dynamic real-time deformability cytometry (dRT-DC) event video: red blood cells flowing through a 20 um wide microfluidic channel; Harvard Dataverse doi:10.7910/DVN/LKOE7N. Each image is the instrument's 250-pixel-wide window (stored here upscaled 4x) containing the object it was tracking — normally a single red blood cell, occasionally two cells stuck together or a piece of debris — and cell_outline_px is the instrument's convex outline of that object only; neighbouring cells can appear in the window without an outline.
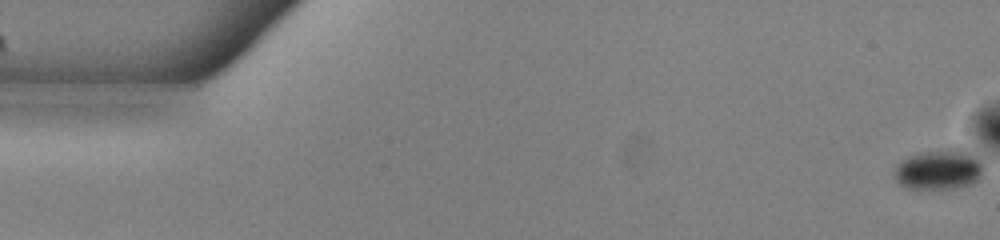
{"species": "common noctule bat (a hibernating species)", "species_latin": "Nyctalus noctula", "temperature_condition": "warm", "stored_images_in_passage": 47, "camera_frame_rate_fps": 3000, "um_per_image_px": 0.085, "animal": {"sex": "male", "body_mass_g": 13.0, "forearm_length_mm": 53.1}, "frame": {"image": 1, "passage_image": 1, "time_ms": 0.0, "image_size_px": [1000, 240], "cell_outline_px": [[984, 168], [980, 180], [972, 184], [960, 188], [916, 192], [900, 184], [896, 180], [896, 168], [900, 160], [908, 156], [920, 152], [948, 148], [960, 148], [968, 152], [984, 164]], "centroid_in_image_um": [79.82, 14.46], "position_along_channel_um": 5.2, "area_um2": 21.73}}
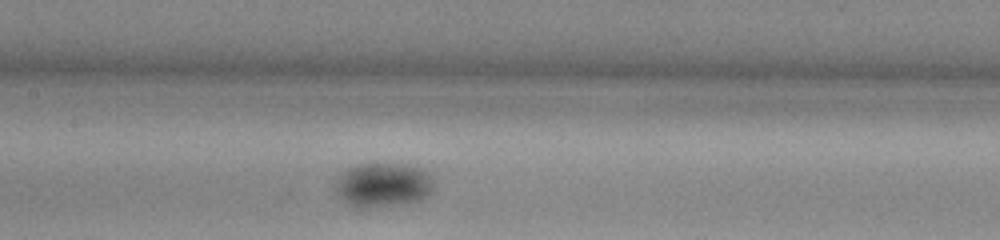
{"frame": {"image": 2, "passage_image": 26, "time_ms": 8.333, "image_size_px": [1000, 240], "cell_outline_px": [[432, 192], [428, 196], [420, 200], [408, 204], [372, 208], [356, 208], [348, 204], [336, 192], [336, 180], [344, 168], [356, 164], [416, 164], [428, 172], [432, 176]], "centroid_in_image_um": [32.58, 15.72], "position_along_channel_um": 174.8, "area_um2": 26.13}}
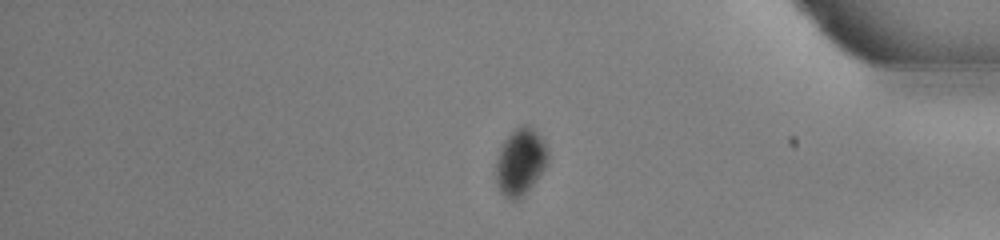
{"frame": {"image": 3, "passage_image": 45, "time_ms": 14.667, "image_size_px": [1000, 240], "cell_outline_px": [[548, 160], [544, 168], [532, 184], [516, 200], [512, 200], [504, 196], [500, 192], [496, 184], [496, 156], [504, 140], [516, 128], [524, 124], [532, 124], [544, 140], [548, 148]], "centroid_in_image_um": [44.23, 13.69], "position_along_channel_um": 391.0, "area_um2": 20.23}}